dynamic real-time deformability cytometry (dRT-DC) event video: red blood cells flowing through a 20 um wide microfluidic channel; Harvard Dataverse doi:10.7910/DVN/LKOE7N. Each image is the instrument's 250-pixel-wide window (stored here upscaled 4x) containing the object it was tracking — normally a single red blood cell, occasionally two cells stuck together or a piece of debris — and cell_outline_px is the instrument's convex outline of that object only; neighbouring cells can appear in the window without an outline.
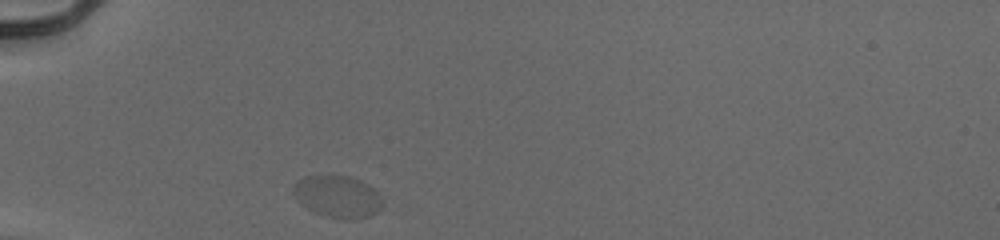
{"species": "human", "species_latin": "Homo sapiens", "temperature_condition": "cold", "stored_images_in_passage": 30, "camera_frame_rate_fps": 3000, "um_per_image_px": 0.085, "donor": {"sex": "male"}, "frame": {"image": 1, "passage_image": 1, "time_ms": 0.0, "image_size_px": [1000, 240], "cell_outline_px": [[384, 204], [376, 212], [368, 216], [348, 220], [328, 216], [316, 212], [308, 208], [292, 192], [292, 184], [308, 176], [348, 176], [360, 180], [368, 184], [380, 192]], "centroid_in_image_um": [28.76, 16.7], "position_along_channel_um": 56.2, "area_um2": 21.56}}
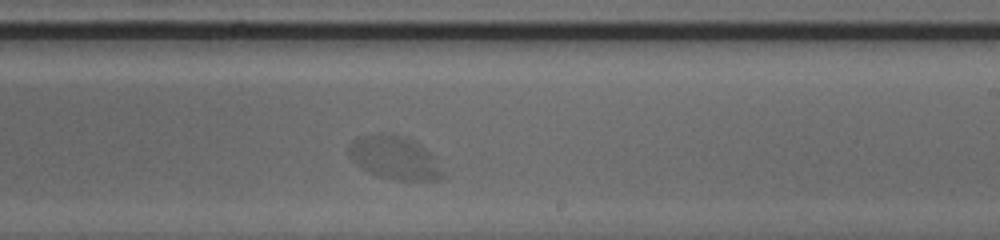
{"frame": {"image": 2, "passage_image": 18, "time_ms": 5.667, "image_size_px": [1000, 240], "cell_outline_px": [[444, 180], [400, 180], [376, 176], [360, 168], [352, 160], [348, 152], [348, 144], [364, 136], [400, 136], [412, 140], [436, 156], [444, 176]], "centroid_in_image_um": [33.58, 13.47], "position_along_channel_um": 255.4, "area_um2": 23.18}}
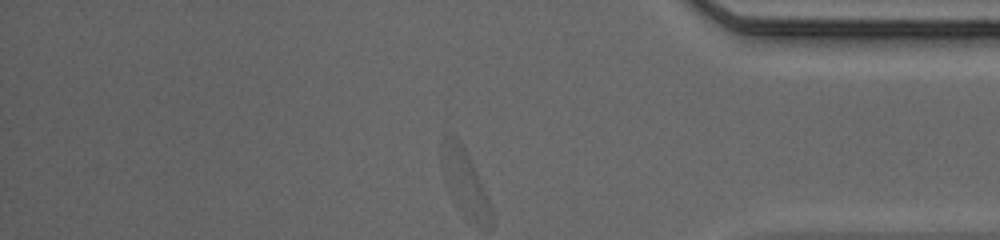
{"frame": {"image": 3, "passage_image": 30, "time_ms": 9.667, "image_size_px": [1000, 240], "cell_outline_px": [[492, 224], [468, 220], [464, 216], [452, 200], [440, 164], [440, 144], [444, 136], [456, 136], [460, 140], [468, 156], [492, 208]], "centroid_in_image_um": [39.42, 15.44], "position_along_channel_um": 395.8, "area_um2": 18.67}, "authors_computed_cell_mechanics": {"area_um2": 23.0333, "velocity_mm_per_s": 3.8923, "shape_relaxation_time_tau1_ms": 2.8036, "shape_relaxation_time_tau2_ms": null, "deformation_change_tau1": 0.1957, "deformation_change_tau2": null}}